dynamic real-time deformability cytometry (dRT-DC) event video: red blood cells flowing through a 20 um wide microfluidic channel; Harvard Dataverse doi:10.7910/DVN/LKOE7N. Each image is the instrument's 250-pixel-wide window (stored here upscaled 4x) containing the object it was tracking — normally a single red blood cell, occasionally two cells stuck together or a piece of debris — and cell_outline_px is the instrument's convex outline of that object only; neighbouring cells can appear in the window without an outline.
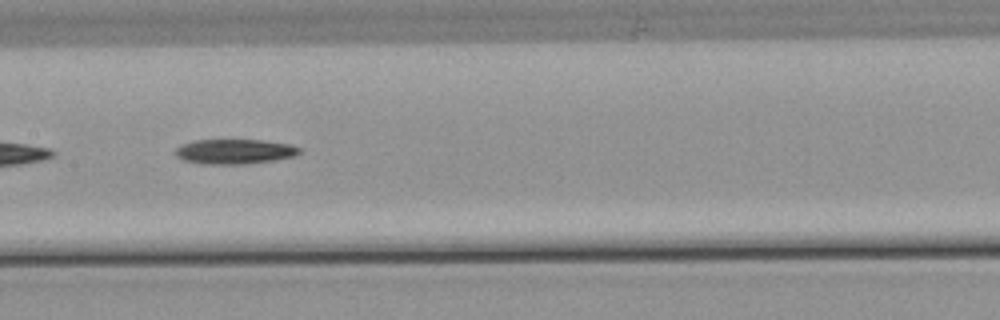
{"species": "common noctule bat (a hibernating species)", "species_latin": "Nyctalus noctula", "temperature_condition": "warm", "stored_images_in_passage": 37, "camera_frame_rate_fps": 3000, "um_per_image_px": 0.085, "animal": {"sex": "male", "body_mass_g": 21.5, "forearm_length_mm": 52.0}, "frame": {"image": 1, "passage_image": 11, "time_ms": 3.333, "image_size_px": [1000, 320], "cell_outline_px": [[300, 152], [296, 156], [272, 160], [244, 164], [200, 164], [184, 160], [176, 156], [172, 152], [176, 148], [192, 140], [260, 140], [288, 144], [300, 148]], "centroid_in_image_um": [19.89, 12.88], "position_along_channel_um": 187.5, "area_um2": 17.92}}
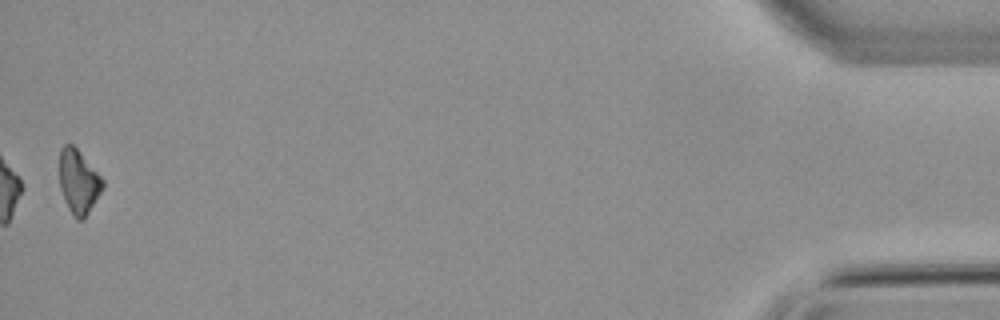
{"frame": {"image": 2, "passage_image": 37, "time_ms": 12.0, "image_size_px": [1000, 320], "cell_outline_px": [[104, 188], [84, 220], [76, 220], [72, 216], [64, 200], [60, 188], [60, 148], [64, 144], [72, 144], [80, 152], [104, 180]], "centroid_in_image_um": [6.68, 15.48], "position_along_channel_um": 428.5, "area_um2": 16.24}}